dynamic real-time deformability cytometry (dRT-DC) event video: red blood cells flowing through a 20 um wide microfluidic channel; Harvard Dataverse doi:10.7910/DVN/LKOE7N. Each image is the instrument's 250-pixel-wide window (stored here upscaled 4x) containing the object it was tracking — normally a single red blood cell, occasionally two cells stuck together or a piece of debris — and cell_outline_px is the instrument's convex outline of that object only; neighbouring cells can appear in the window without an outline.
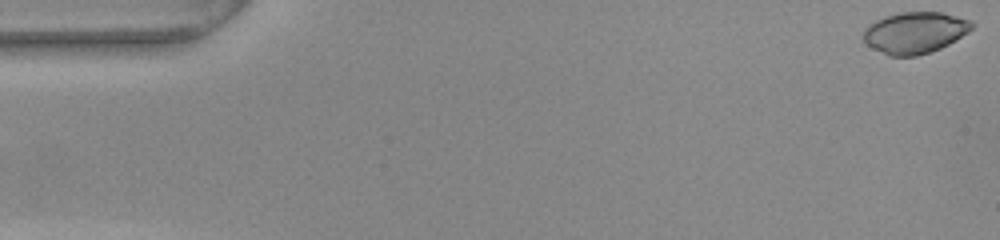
{"species": "common noctule bat (a hibernating species)", "species_latin": "Nyctalus noctula", "temperature_condition": "warm", "stored_images_in_passage": 54, "camera_frame_rate_fps": 3000, "um_per_image_px": 0.085, "animal": {"sex": "female", "body_mass_g": 22.0, "forearm_length_mm": 56.7}, "frame": {"image": 1, "passage_image": 1, "time_ms": 0.0, "image_size_px": [1000, 240], "cell_outline_px": [[976, 24], [968, 32], [948, 44], [940, 48], [916, 56], [888, 56], [872, 48], [864, 40], [864, 28], [868, 24], [884, 16], [900, 12], [940, 12], [972, 20]], "centroid_in_image_um": [77.76, 2.76], "position_along_channel_um": 7.2, "area_um2": 26.18}}
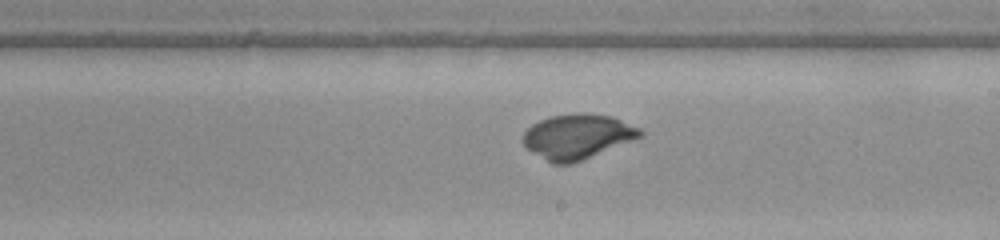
{"frame": {"image": 2, "passage_image": 31, "time_ms": 10.0, "image_size_px": [1000, 240], "cell_outline_px": [[644, 136], [572, 164], [552, 164], [524, 148], [524, 132], [532, 124], [540, 120], [552, 116], [576, 112], [584, 112], [612, 116], [640, 128], [644, 132]], "centroid_in_image_um": [49.09, 11.6], "position_along_channel_um": 239.9, "area_um2": 30.87}}
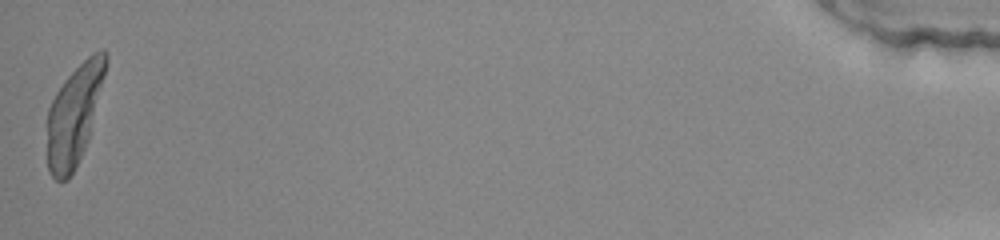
{"frame": {"image": 3, "passage_image": 54, "time_ms": 17.667, "image_size_px": [1000, 240], "cell_outline_px": [[108, 60], [88, 140], [68, 180], [56, 180], [48, 172], [48, 108], [56, 92], [64, 80], [92, 52], [100, 48], [104, 48], [108, 56]], "centroid_in_image_um": [6.31, 9.71], "position_along_channel_um": 428.9, "area_um2": 33.47}}